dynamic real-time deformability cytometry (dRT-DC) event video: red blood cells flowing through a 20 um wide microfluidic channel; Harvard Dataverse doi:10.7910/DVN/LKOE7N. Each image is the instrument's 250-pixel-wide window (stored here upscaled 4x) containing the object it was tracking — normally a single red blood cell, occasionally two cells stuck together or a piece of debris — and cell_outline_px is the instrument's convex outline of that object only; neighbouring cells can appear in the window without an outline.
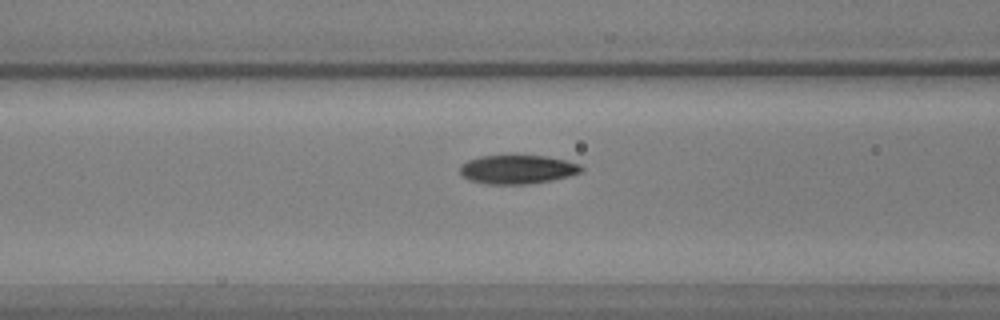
{"species": "common noctule bat (a hibernating species)", "species_latin": "Nyctalus noctula", "temperature_condition": "warm", "stored_images_in_passage": 40, "camera_frame_rate_fps": 3000, "um_per_image_px": 0.085, "animal": {"sex": "male", "body_mass_g": 17.9, "forearm_length_mm": 54.2}, "frame": {"image": 1, "passage_image": 13, "time_ms": 4.0, "image_size_px": [1000, 320], "cell_outline_px": [[584, 172], [552, 180], [528, 184], [488, 184], [468, 180], [460, 176], [460, 164], [468, 160], [480, 156], [544, 156], [564, 160], [580, 164], [584, 168]], "centroid_in_image_um": [43.96, 14.41], "position_along_channel_um": 122.6, "area_um2": 20.46}}
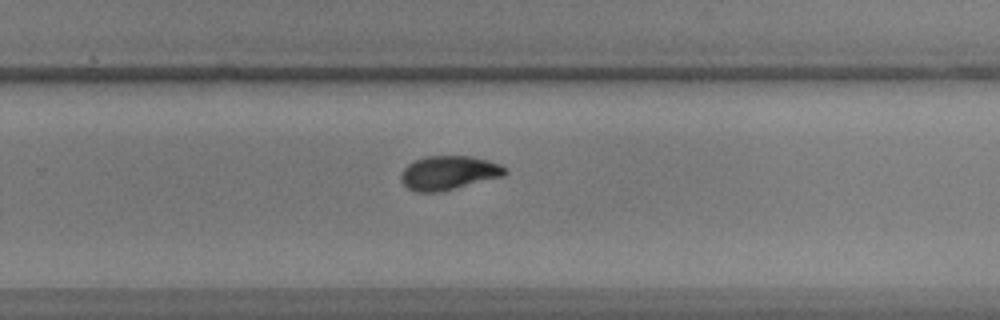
{"frame": {"image": 2, "passage_image": 26, "time_ms": 8.333, "image_size_px": [1000, 320], "cell_outline_px": [[508, 172], [504, 176], [440, 192], [416, 192], [408, 188], [400, 180], [400, 176], [404, 168], [408, 164], [416, 160], [428, 156], [468, 156], [488, 160], [500, 164], [508, 168]], "centroid_in_image_um": [38.16, 14.69], "position_along_channel_um": 291.6, "area_um2": 20.63}}
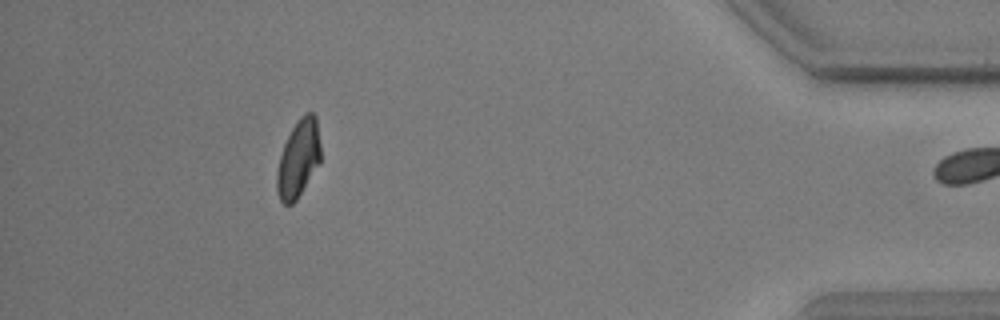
{"frame": {"image": 3, "passage_image": 39, "time_ms": 12.667, "image_size_px": [1000, 320], "cell_outline_px": [[320, 160], [296, 200], [292, 204], [284, 204], [280, 200], [276, 188], [276, 172], [280, 156], [284, 144], [292, 128], [300, 116], [304, 112], [312, 112], [316, 116], [320, 144]], "centroid_in_image_um": [25.35, 13.46], "position_along_channel_um": 409.9, "area_um2": 19.48}, "authors_computed_cell_mechanics": {"area_um2": 20.4034, "velocity_mm_per_s": 3.9023, "shape_relaxation_time_tau1_ms": 2.9436, "shape_relaxation_time_tau2_ms": 1.7553, "deformation_change_tau1": 0.1604, "deformation_change_tau2": 0.0645}}